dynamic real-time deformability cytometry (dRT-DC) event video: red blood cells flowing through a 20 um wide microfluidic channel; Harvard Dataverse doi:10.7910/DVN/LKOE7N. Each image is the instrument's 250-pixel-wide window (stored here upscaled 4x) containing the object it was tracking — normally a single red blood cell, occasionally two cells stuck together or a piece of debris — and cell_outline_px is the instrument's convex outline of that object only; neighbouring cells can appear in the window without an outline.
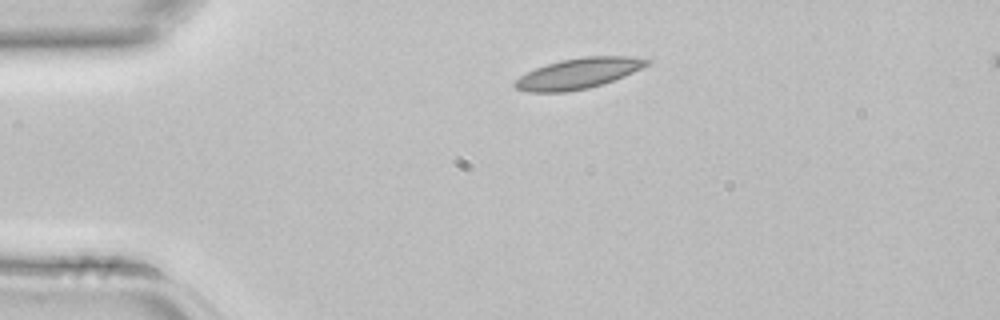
{"species": "common noctule bat (a hibernating species)", "species_latin": "Nyctalus noctula", "temperature_condition": "room temperature", "stored_images_in_passage": 2, "camera_frame_rate_fps": 3000, "um_per_image_px": 0.085, "animal": {"sex": "female", "body_mass_g": 22.7, "forearm_length_mm": 54.2}, "frame": {"image": 1, "passage_image": 1, "time_ms": 0.0, "image_size_px": [1000, 320], "cell_outline_px": [[652, 60], [648, 64], [624, 76], [588, 88], [564, 92], [528, 92], [516, 88], [512, 84], [520, 76], [536, 68], [560, 60], [584, 56], [632, 56]], "centroid_in_image_um": [49.15, 6.23], "position_along_channel_um": 35.9, "area_um2": 23.18}}